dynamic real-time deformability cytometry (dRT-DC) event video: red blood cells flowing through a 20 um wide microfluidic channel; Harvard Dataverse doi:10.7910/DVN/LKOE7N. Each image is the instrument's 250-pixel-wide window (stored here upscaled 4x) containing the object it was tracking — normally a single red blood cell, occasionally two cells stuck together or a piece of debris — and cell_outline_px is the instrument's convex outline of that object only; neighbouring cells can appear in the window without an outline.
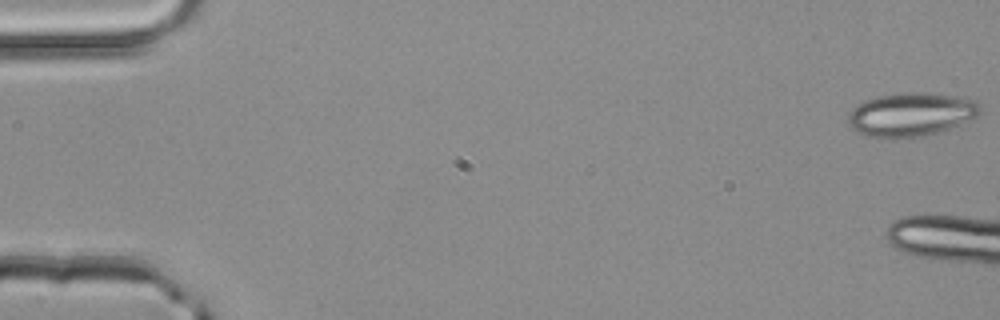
{"species": "common noctule bat (a hibernating species)", "species_latin": "Nyctalus noctula", "temperature_condition": "room temperature", "stored_images_in_passage": 6, "camera_frame_rate_fps": 3000, "um_per_image_px": 0.085, "animal": {"sex": "male", "body_mass_g": 20.4}, "frame": {"image": 1, "passage_image": 1, "time_ms": 0.0, "image_size_px": [1000, 320], "cell_outline_px": [[980, 112], [976, 116], [948, 128], [924, 136], [892, 140], [888, 140], [864, 136], [856, 132], [848, 124], [848, 112], [856, 104], [876, 96], [900, 92], [924, 92], [956, 96], [976, 100], [980, 104]], "centroid_in_image_um": [77.35, 9.74], "position_along_channel_um": 7.7, "area_um2": 34.1}}